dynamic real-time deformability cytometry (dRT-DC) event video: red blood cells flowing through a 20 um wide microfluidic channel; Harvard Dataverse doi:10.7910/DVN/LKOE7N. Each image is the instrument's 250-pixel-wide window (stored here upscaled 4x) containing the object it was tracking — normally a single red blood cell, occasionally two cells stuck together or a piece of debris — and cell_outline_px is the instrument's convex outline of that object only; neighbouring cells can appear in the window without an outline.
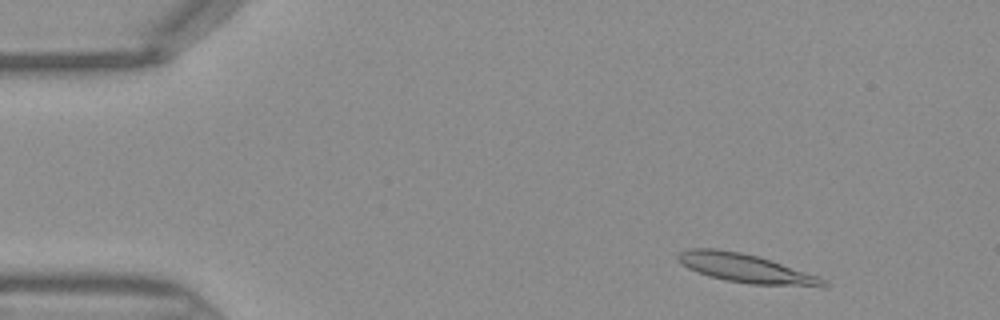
{"species": "Egyptian fruit bat (a non-hibernating species)", "species_latin": "Rousettus aegyptiacus", "temperature_condition": "warm", "stored_images_in_passage": 44, "camera_frame_rate_fps": 3000, "um_per_image_px": 0.085, "frame": {"image": 1, "passage_image": 4, "time_ms": 1.0, "image_size_px": [1000, 320], "cell_outline_px": [[828, 284], [824, 288], [820, 288], [748, 284], [708, 276], [696, 272], [688, 268], [676, 256], [680, 252], [688, 248], [716, 248], [740, 252], [756, 256], [820, 276], [828, 280]], "centroid_in_image_um": [63.49, 22.84], "position_along_channel_um": 21.5, "area_um2": 24.62}}
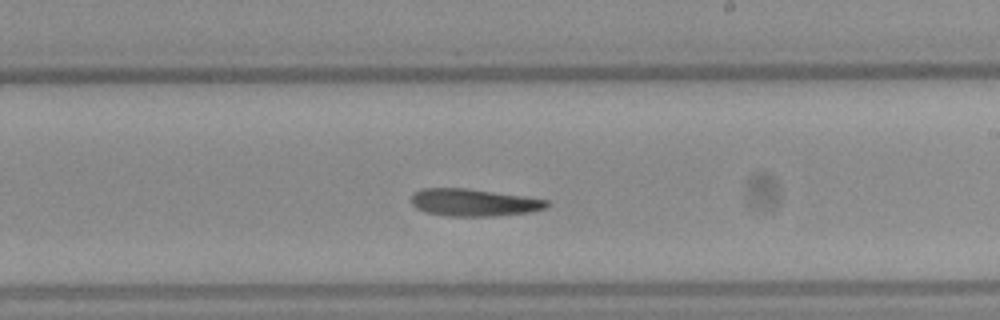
{"frame": {"image": 2, "passage_image": 25, "time_ms": 8.0, "image_size_px": [1000, 320], "cell_outline_px": [[548, 208], [532, 212], [496, 216], [452, 216], [424, 212], [416, 208], [412, 204], [412, 192], [420, 188], [468, 188], [548, 200]], "centroid_in_image_um": [40.25, 17.21], "position_along_channel_um": 248.7, "area_um2": 21.68}}
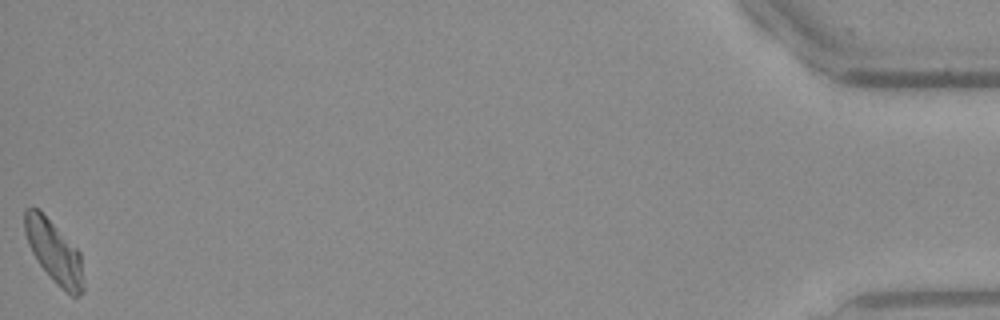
{"frame": {"image": 3, "passage_image": 44, "time_ms": 14.333, "image_size_px": [1000, 320], "cell_outline_px": [[84, 292], [76, 296], [72, 296], [60, 288], [52, 280], [36, 260], [28, 244], [24, 232], [24, 208], [32, 204], [80, 252], [84, 288]], "centroid_in_image_um": [4.57, 21.43], "position_along_channel_um": 430.6, "area_um2": 21.15}}